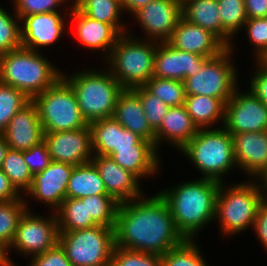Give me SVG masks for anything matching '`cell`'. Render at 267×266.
I'll use <instances>...</instances> for the list:
<instances>
[{"instance_id": "6da1fadb", "label": "cell", "mask_w": 267, "mask_h": 266, "mask_svg": "<svg viewBox=\"0 0 267 266\" xmlns=\"http://www.w3.org/2000/svg\"><path fill=\"white\" fill-rule=\"evenodd\" d=\"M119 203L114 227L115 246L159 256L185 239L159 193Z\"/></svg>"}, {"instance_id": "7a4b0ae2", "label": "cell", "mask_w": 267, "mask_h": 266, "mask_svg": "<svg viewBox=\"0 0 267 266\" xmlns=\"http://www.w3.org/2000/svg\"><path fill=\"white\" fill-rule=\"evenodd\" d=\"M220 183L201 178L181 182L158 193L167 202L178 232L194 240L205 225L215 221ZM208 223V224H207Z\"/></svg>"}, {"instance_id": "3957f363", "label": "cell", "mask_w": 267, "mask_h": 266, "mask_svg": "<svg viewBox=\"0 0 267 266\" xmlns=\"http://www.w3.org/2000/svg\"><path fill=\"white\" fill-rule=\"evenodd\" d=\"M61 76L62 71L40 51L21 47L0 55V82L23 91L30 99Z\"/></svg>"}, {"instance_id": "277c9868", "label": "cell", "mask_w": 267, "mask_h": 266, "mask_svg": "<svg viewBox=\"0 0 267 266\" xmlns=\"http://www.w3.org/2000/svg\"><path fill=\"white\" fill-rule=\"evenodd\" d=\"M214 127L198 129L197 134L180 151L202 173L201 178L225 183L224 176L234 168L238 169L233 139L223 126Z\"/></svg>"}, {"instance_id": "5b68a950", "label": "cell", "mask_w": 267, "mask_h": 266, "mask_svg": "<svg viewBox=\"0 0 267 266\" xmlns=\"http://www.w3.org/2000/svg\"><path fill=\"white\" fill-rule=\"evenodd\" d=\"M62 77L71 85L83 118L91 122L113 117L117 99L124 88L108 71L84 69Z\"/></svg>"}, {"instance_id": "8992f818", "label": "cell", "mask_w": 267, "mask_h": 266, "mask_svg": "<svg viewBox=\"0 0 267 266\" xmlns=\"http://www.w3.org/2000/svg\"><path fill=\"white\" fill-rule=\"evenodd\" d=\"M121 34L106 58L108 71L124 89L144 86L154 72L157 42Z\"/></svg>"}, {"instance_id": "52a82bcc", "label": "cell", "mask_w": 267, "mask_h": 266, "mask_svg": "<svg viewBox=\"0 0 267 266\" xmlns=\"http://www.w3.org/2000/svg\"><path fill=\"white\" fill-rule=\"evenodd\" d=\"M232 184L220 183L216 199L215 220L219 221L223 238L247 228L252 230L258 207L263 202L255 180Z\"/></svg>"}, {"instance_id": "ba28073f", "label": "cell", "mask_w": 267, "mask_h": 266, "mask_svg": "<svg viewBox=\"0 0 267 266\" xmlns=\"http://www.w3.org/2000/svg\"><path fill=\"white\" fill-rule=\"evenodd\" d=\"M32 101L37 106L44 133L77 130L89 125L71 85L62 76Z\"/></svg>"}, {"instance_id": "9c48e42d", "label": "cell", "mask_w": 267, "mask_h": 266, "mask_svg": "<svg viewBox=\"0 0 267 266\" xmlns=\"http://www.w3.org/2000/svg\"><path fill=\"white\" fill-rule=\"evenodd\" d=\"M58 243L72 266H110L115 246L114 227L97 225L59 232Z\"/></svg>"}, {"instance_id": "30bf717a", "label": "cell", "mask_w": 267, "mask_h": 266, "mask_svg": "<svg viewBox=\"0 0 267 266\" xmlns=\"http://www.w3.org/2000/svg\"><path fill=\"white\" fill-rule=\"evenodd\" d=\"M232 53L227 47L219 55L210 58L196 75L186 77L183 81L186 95H205L226 103L238 87L239 80L238 68L231 59L234 56Z\"/></svg>"}, {"instance_id": "8fae6325", "label": "cell", "mask_w": 267, "mask_h": 266, "mask_svg": "<svg viewBox=\"0 0 267 266\" xmlns=\"http://www.w3.org/2000/svg\"><path fill=\"white\" fill-rule=\"evenodd\" d=\"M27 203V209L19 219L14 239L7 248V256L11 266H15L9 253L13 250L26 257L44 253L58 243L59 229L56 214L52 211L49 216L35 215ZM17 266V265H16Z\"/></svg>"}, {"instance_id": "7c38bea8", "label": "cell", "mask_w": 267, "mask_h": 266, "mask_svg": "<svg viewBox=\"0 0 267 266\" xmlns=\"http://www.w3.org/2000/svg\"><path fill=\"white\" fill-rule=\"evenodd\" d=\"M239 89L225 104L223 127L230 134L267 131V106L251 90Z\"/></svg>"}, {"instance_id": "4fadbf2b", "label": "cell", "mask_w": 267, "mask_h": 266, "mask_svg": "<svg viewBox=\"0 0 267 266\" xmlns=\"http://www.w3.org/2000/svg\"><path fill=\"white\" fill-rule=\"evenodd\" d=\"M44 141L52 161L77 166L91 162L94 156L89 125L77 130L46 132Z\"/></svg>"}, {"instance_id": "5bb4252c", "label": "cell", "mask_w": 267, "mask_h": 266, "mask_svg": "<svg viewBox=\"0 0 267 266\" xmlns=\"http://www.w3.org/2000/svg\"><path fill=\"white\" fill-rule=\"evenodd\" d=\"M181 17L182 4L178 0H152L133 15L145 38L158 43L169 40Z\"/></svg>"}, {"instance_id": "9a60e30c", "label": "cell", "mask_w": 267, "mask_h": 266, "mask_svg": "<svg viewBox=\"0 0 267 266\" xmlns=\"http://www.w3.org/2000/svg\"><path fill=\"white\" fill-rule=\"evenodd\" d=\"M74 166L51 161L40 173L33 176L31 188L25 193L28 197L44 203L55 211L66 198V189Z\"/></svg>"}, {"instance_id": "2e32d148", "label": "cell", "mask_w": 267, "mask_h": 266, "mask_svg": "<svg viewBox=\"0 0 267 266\" xmlns=\"http://www.w3.org/2000/svg\"><path fill=\"white\" fill-rule=\"evenodd\" d=\"M209 59L181 51L168 42H157L153 77L184 81L200 72Z\"/></svg>"}, {"instance_id": "e0dca14e", "label": "cell", "mask_w": 267, "mask_h": 266, "mask_svg": "<svg viewBox=\"0 0 267 266\" xmlns=\"http://www.w3.org/2000/svg\"><path fill=\"white\" fill-rule=\"evenodd\" d=\"M59 11L33 14L20 20L22 47L40 51L57 43L65 31V17ZM41 47V48H40Z\"/></svg>"}, {"instance_id": "ac0fdd59", "label": "cell", "mask_w": 267, "mask_h": 266, "mask_svg": "<svg viewBox=\"0 0 267 266\" xmlns=\"http://www.w3.org/2000/svg\"><path fill=\"white\" fill-rule=\"evenodd\" d=\"M91 162L97 168L108 195L118 203L131 201L144 195L140 187L141 180L129 170L119 166L111 157L94 155Z\"/></svg>"}, {"instance_id": "d6986e66", "label": "cell", "mask_w": 267, "mask_h": 266, "mask_svg": "<svg viewBox=\"0 0 267 266\" xmlns=\"http://www.w3.org/2000/svg\"><path fill=\"white\" fill-rule=\"evenodd\" d=\"M167 42L181 51L207 58L215 57L227 48L211 31L192 24L183 17L178 21Z\"/></svg>"}, {"instance_id": "ffe728a7", "label": "cell", "mask_w": 267, "mask_h": 266, "mask_svg": "<svg viewBox=\"0 0 267 266\" xmlns=\"http://www.w3.org/2000/svg\"><path fill=\"white\" fill-rule=\"evenodd\" d=\"M2 135L10 149L22 152L44 140L39 112L32 100L12 117Z\"/></svg>"}, {"instance_id": "44dd1931", "label": "cell", "mask_w": 267, "mask_h": 266, "mask_svg": "<svg viewBox=\"0 0 267 266\" xmlns=\"http://www.w3.org/2000/svg\"><path fill=\"white\" fill-rule=\"evenodd\" d=\"M70 8L69 17L75 24V35L80 44L103 54L105 59L115 46L121 34L110 24L92 19L80 12L74 5Z\"/></svg>"}, {"instance_id": "7402d4cb", "label": "cell", "mask_w": 267, "mask_h": 266, "mask_svg": "<svg viewBox=\"0 0 267 266\" xmlns=\"http://www.w3.org/2000/svg\"><path fill=\"white\" fill-rule=\"evenodd\" d=\"M231 135L237 167L249 176L248 179H255L267 169V131Z\"/></svg>"}, {"instance_id": "603a6c76", "label": "cell", "mask_w": 267, "mask_h": 266, "mask_svg": "<svg viewBox=\"0 0 267 266\" xmlns=\"http://www.w3.org/2000/svg\"><path fill=\"white\" fill-rule=\"evenodd\" d=\"M94 155H107L112 149H135L142 139L125 129L114 117L103 118L89 124Z\"/></svg>"}, {"instance_id": "cb8c5ba5", "label": "cell", "mask_w": 267, "mask_h": 266, "mask_svg": "<svg viewBox=\"0 0 267 266\" xmlns=\"http://www.w3.org/2000/svg\"><path fill=\"white\" fill-rule=\"evenodd\" d=\"M155 146L141 139L135 149H112L106 156L111 157L123 169L129 170L140 180L157 175L161 165V155Z\"/></svg>"}, {"instance_id": "d4e9b609", "label": "cell", "mask_w": 267, "mask_h": 266, "mask_svg": "<svg viewBox=\"0 0 267 266\" xmlns=\"http://www.w3.org/2000/svg\"><path fill=\"white\" fill-rule=\"evenodd\" d=\"M197 132L198 128L193 123L185 105L170 107L162 124L155 131V148L158 152L161 151L160 144L168 141L169 145L180 151Z\"/></svg>"}, {"instance_id": "484cf974", "label": "cell", "mask_w": 267, "mask_h": 266, "mask_svg": "<svg viewBox=\"0 0 267 266\" xmlns=\"http://www.w3.org/2000/svg\"><path fill=\"white\" fill-rule=\"evenodd\" d=\"M113 117L127 130L155 146V131L144 114L139 95L133 89H124L116 102Z\"/></svg>"}, {"instance_id": "4316f807", "label": "cell", "mask_w": 267, "mask_h": 266, "mask_svg": "<svg viewBox=\"0 0 267 266\" xmlns=\"http://www.w3.org/2000/svg\"><path fill=\"white\" fill-rule=\"evenodd\" d=\"M225 102L205 95H186L185 107L198 129L214 128L224 122ZM215 123V124H214Z\"/></svg>"}, {"instance_id": "83f0119b", "label": "cell", "mask_w": 267, "mask_h": 266, "mask_svg": "<svg viewBox=\"0 0 267 266\" xmlns=\"http://www.w3.org/2000/svg\"><path fill=\"white\" fill-rule=\"evenodd\" d=\"M108 195L104 182L92 162L74 166L66 189V198L80 199Z\"/></svg>"}, {"instance_id": "f1b7e54d", "label": "cell", "mask_w": 267, "mask_h": 266, "mask_svg": "<svg viewBox=\"0 0 267 266\" xmlns=\"http://www.w3.org/2000/svg\"><path fill=\"white\" fill-rule=\"evenodd\" d=\"M218 10V0H190L182 5V17L211 31L223 42V26Z\"/></svg>"}, {"instance_id": "f546056e", "label": "cell", "mask_w": 267, "mask_h": 266, "mask_svg": "<svg viewBox=\"0 0 267 266\" xmlns=\"http://www.w3.org/2000/svg\"><path fill=\"white\" fill-rule=\"evenodd\" d=\"M54 212L59 232H69L97 226L92 217L88 216L87 197L80 199L65 198Z\"/></svg>"}, {"instance_id": "4dcf8cb0", "label": "cell", "mask_w": 267, "mask_h": 266, "mask_svg": "<svg viewBox=\"0 0 267 266\" xmlns=\"http://www.w3.org/2000/svg\"><path fill=\"white\" fill-rule=\"evenodd\" d=\"M74 6L90 18L110 24L120 34L128 32L126 23L121 21L123 9L120 0H78Z\"/></svg>"}, {"instance_id": "1f68e13d", "label": "cell", "mask_w": 267, "mask_h": 266, "mask_svg": "<svg viewBox=\"0 0 267 266\" xmlns=\"http://www.w3.org/2000/svg\"><path fill=\"white\" fill-rule=\"evenodd\" d=\"M219 16L223 26V43L231 50L235 34L242 31L247 21L244 0H218Z\"/></svg>"}, {"instance_id": "d6a6232c", "label": "cell", "mask_w": 267, "mask_h": 266, "mask_svg": "<svg viewBox=\"0 0 267 266\" xmlns=\"http://www.w3.org/2000/svg\"><path fill=\"white\" fill-rule=\"evenodd\" d=\"M2 171L7 175L11 184L16 190L25 196L32 185L33 175L27 164L24 162L23 152L15 149H8L3 160ZM22 191L24 193H22Z\"/></svg>"}, {"instance_id": "836d02e7", "label": "cell", "mask_w": 267, "mask_h": 266, "mask_svg": "<svg viewBox=\"0 0 267 266\" xmlns=\"http://www.w3.org/2000/svg\"><path fill=\"white\" fill-rule=\"evenodd\" d=\"M22 195L17 200L0 202V243L6 248L12 243L19 219L27 209Z\"/></svg>"}, {"instance_id": "e575fe53", "label": "cell", "mask_w": 267, "mask_h": 266, "mask_svg": "<svg viewBox=\"0 0 267 266\" xmlns=\"http://www.w3.org/2000/svg\"><path fill=\"white\" fill-rule=\"evenodd\" d=\"M197 240H184L180 245L171 248L162 258V266H210L203 258Z\"/></svg>"}, {"instance_id": "d590c367", "label": "cell", "mask_w": 267, "mask_h": 266, "mask_svg": "<svg viewBox=\"0 0 267 266\" xmlns=\"http://www.w3.org/2000/svg\"><path fill=\"white\" fill-rule=\"evenodd\" d=\"M144 87L169 107L185 105L186 92L183 81L152 77Z\"/></svg>"}, {"instance_id": "8d00e7d4", "label": "cell", "mask_w": 267, "mask_h": 266, "mask_svg": "<svg viewBox=\"0 0 267 266\" xmlns=\"http://www.w3.org/2000/svg\"><path fill=\"white\" fill-rule=\"evenodd\" d=\"M31 100L23 91L0 82V134L12 117Z\"/></svg>"}, {"instance_id": "74e56055", "label": "cell", "mask_w": 267, "mask_h": 266, "mask_svg": "<svg viewBox=\"0 0 267 266\" xmlns=\"http://www.w3.org/2000/svg\"><path fill=\"white\" fill-rule=\"evenodd\" d=\"M119 203L110 195L87 196L88 216L97 225L115 227Z\"/></svg>"}, {"instance_id": "f35d334b", "label": "cell", "mask_w": 267, "mask_h": 266, "mask_svg": "<svg viewBox=\"0 0 267 266\" xmlns=\"http://www.w3.org/2000/svg\"><path fill=\"white\" fill-rule=\"evenodd\" d=\"M6 10L0 6V55L22 47L20 19Z\"/></svg>"}, {"instance_id": "ab89813d", "label": "cell", "mask_w": 267, "mask_h": 266, "mask_svg": "<svg viewBox=\"0 0 267 266\" xmlns=\"http://www.w3.org/2000/svg\"><path fill=\"white\" fill-rule=\"evenodd\" d=\"M133 90L139 95L144 114L150 127L156 131L162 124L163 118L170 107L160 98L149 92L144 86L135 87Z\"/></svg>"}, {"instance_id": "60d3db41", "label": "cell", "mask_w": 267, "mask_h": 266, "mask_svg": "<svg viewBox=\"0 0 267 266\" xmlns=\"http://www.w3.org/2000/svg\"><path fill=\"white\" fill-rule=\"evenodd\" d=\"M110 266H162V258L156 254L114 246Z\"/></svg>"}, {"instance_id": "b9f144b4", "label": "cell", "mask_w": 267, "mask_h": 266, "mask_svg": "<svg viewBox=\"0 0 267 266\" xmlns=\"http://www.w3.org/2000/svg\"><path fill=\"white\" fill-rule=\"evenodd\" d=\"M244 28L251 46L254 45L255 60H258L267 51V18H248Z\"/></svg>"}, {"instance_id": "7bdbcfd3", "label": "cell", "mask_w": 267, "mask_h": 266, "mask_svg": "<svg viewBox=\"0 0 267 266\" xmlns=\"http://www.w3.org/2000/svg\"><path fill=\"white\" fill-rule=\"evenodd\" d=\"M70 0H12L14 12L21 20L33 14L60 11L59 6H66ZM65 4V5H64Z\"/></svg>"}, {"instance_id": "ee69618b", "label": "cell", "mask_w": 267, "mask_h": 266, "mask_svg": "<svg viewBox=\"0 0 267 266\" xmlns=\"http://www.w3.org/2000/svg\"><path fill=\"white\" fill-rule=\"evenodd\" d=\"M23 158L33 176L42 172L52 161L44 140L23 151Z\"/></svg>"}, {"instance_id": "f6af8a7d", "label": "cell", "mask_w": 267, "mask_h": 266, "mask_svg": "<svg viewBox=\"0 0 267 266\" xmlns=\"http://www.w3.org/2000/svg\"><path fill=\"white\" fill-rule=\"evenodd\" d=\"M28 266H72L59 243L44 253L30 257Z\"/></svg>"}, {"instance_id": "bcb514c9", "label": "cell", "mask_w": 267, "mask_h": 266, "mask_svg": "<svg viewBox=\"0 0 267 266\" xmlns=\"http://www.w3.org/2000/svg\"><path fill=\"white\" fill-rule=\"evenodd\" d=\"M256 72L250 76L249 89L251 92L267 106V63L256 60Z\"/></svg>"}, {"instance_id": "7dc6e473", "label": "cell", "mask_w": 267, "mask_h": 266, "mask_svg": "<svg viewBox=\"0 0 267 266\" xmlns=\"http://www.w3.org/2000/svg\"><path fill=\"white\" fill-rule=\"evenodd\" d=\"M252 229L264 249L267 250V201H263L259 207Z\"/></svg>"}, {"instance_id": "c3c4849f", "label": "cell", "mask_w": 267, "mask_h": 266, "mask_svg": "<svg viewBox=\"0 0 267 266\" xmlns=\"http://www.w3.org/2000/svg\"><path fill=\"white\" fill-rule=\"evenodd\" d=\"M22 195L11 184L7 175L0 168V202L17 200Z\"/></svg>"}, {"instance_id": "681fc988", "label": "cell", "mask_w": 267, "mask_h": 266, "mask_svg": "<svg viewBox=\"0 0 267 266\" xmlns=\"http://www.w3.org/2000/svg\"><path fill=\"white\" fill-rule=\"evenodd\" d=\"M247 18L267 16V0H244Z\"/></svg>"}, {"instance_id": "f907efd6", "label": "cell", "mask_w": 267, "mask_h": 266, "mask_svg": "<svg viewBox=\"0 0 267 266\" xmlns=\"http://www.w3.org/2000/svg\"><path fill=\"white\" fill-rule=\"evenodd\" d=\"M152 0H120L123 12L134 15L138 10L146 6Z\"/></svg>"}, {"instance_id": "816d5d0a", "label": "cell", "mask_w": 267, "mask_h": 266, "mask_svg": "<svg viewBox=\"0 0 267 266\" xmlns=\"http://www.w3.org/2000/svg\"><path fill=\"white\" fill-rule=\"evenodd\" d=\"M254 180L258 184L263 201H267V169L264 170Z\"/></svg>"}, {"instance_id": "f5cc1de1", "label": "cell", "mask_w": 267, "mask_h": 266, "mask_svg": "<svg viewBox=\"0 0 267 266\" xmlns=\"http://www.w3.org/2000/svg\"><path fill=\"white\" fill-rule=\"evenodd\" d=\"M8 149H9V146L6 143L4 136L0 134V168L2 166L3 160L5 158V155Z\"/></svg>"}, {"instance_id": "db71d44e", "label": "cell", "mask_w": 267, "mask_h": 266, "mask_svg": "<svg viewBox=\"0 0 267 266\" xmlns=\"http://www.w3.org/2000/svg\"><path fill=\"white\" fill-rule=\"evenodd\" d=\"M0 266H11L7 256V248L1 243H0Z\"/></svg>"}, {"instance_id": "11a10c76", "label": "cell", "mask_w": 267, "mask_h": 266, "mask_svg": "<svg viewBox=\"0 0 267 266\" xmlns=\"http://www.w3.org/2000/svg\"><path fill=\"white\" fill-rule=\"evenodd\" d=\"M258 61L267 63V51L258 59Z\"/></svg>"}, {"instance_id": "9f6ffc18", "label": "cell", "mask_w": 267, "mask_h": 266, "mask_svg": "<svg viewBox=\"0 0 267 266\" xmlns=\"http://www.w3.org/2000/svg\"><path fill=\"white\" fill-rule=\"evenodd\" d=\"M182 5L187 2V1H190V0H178Z\"/></svg>"}, {"instance_id": "6f0895ef", "label": "cell", "mask_w": 267, "mask_h": 266, "mask_svg": "<svg viewBox=\"0 0 267 266\" xmlns=\"http://www.w3.org/2000/svg\"><path fill=\"white\" fill-rule=\"evenodd\" d=\"M77 1H78V0H73V2H72V3H73V5H74V4H75Z\"/></svg>"}]
</instances>
